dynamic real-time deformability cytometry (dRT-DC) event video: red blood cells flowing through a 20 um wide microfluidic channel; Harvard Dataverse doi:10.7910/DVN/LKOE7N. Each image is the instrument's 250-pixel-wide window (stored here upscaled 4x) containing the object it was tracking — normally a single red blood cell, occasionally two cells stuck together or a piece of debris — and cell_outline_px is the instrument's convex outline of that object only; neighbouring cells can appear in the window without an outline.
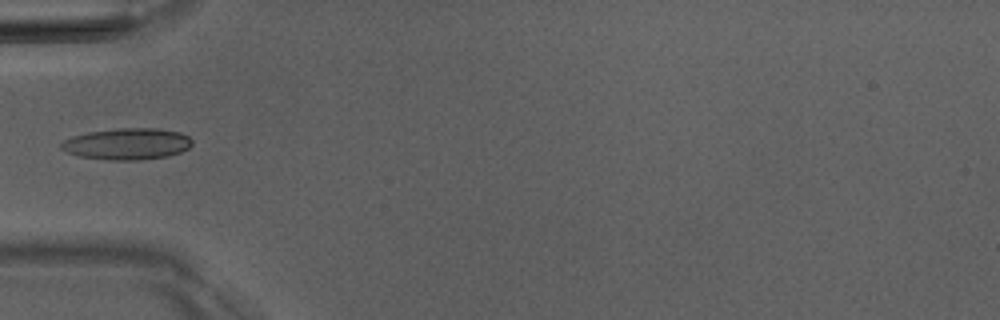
{"species": "Egyptian fruit bat (a non-hibernating species)", "species_latin": "Rousettus aegyptiacus", "temperature_condition": "room temperature", "stored_images_in_passage": 5, "camera_frame_rate_fps": 3000, "um_per_image_px": 0.085, "animal": {"sex": "male"}, "frame": {"image": 1, "passage_image": 4, "time_ms": 3.667, "image_size_px": [1000, 320], "cell_outline_px": [[192, 144], [188, 148], [180, 152], [168, 156], [140, 160], [112, 160], [76, 156], [60, 148], [60, 144], [64, 140], [72, 136], [88, 132], [120, 128], [156, 128], [180, 132], [188, 136], [192, 140]], "centroid_in_image_um": [10.8, 12.23], "position_along_channel_um": 74.2, "area_um2": 24.04}}